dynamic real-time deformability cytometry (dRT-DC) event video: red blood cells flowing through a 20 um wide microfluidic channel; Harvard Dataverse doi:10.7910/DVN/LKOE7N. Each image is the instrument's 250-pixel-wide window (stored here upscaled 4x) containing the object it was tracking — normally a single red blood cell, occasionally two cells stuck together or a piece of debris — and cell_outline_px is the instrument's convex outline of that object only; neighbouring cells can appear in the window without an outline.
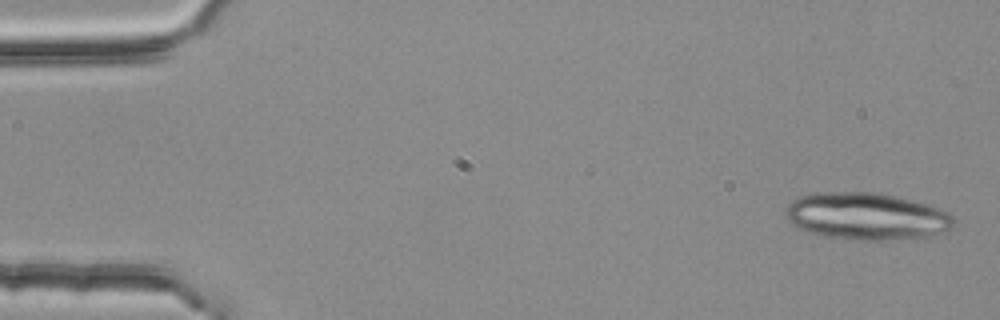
{"species": "common noctule bat (a hibernating species)", "species_latin": "Nyctalus noctula", "temperature_condition": "room temperature", "stored_images_in_passage": 3, "camera_frame_rate_fps": 3000, "um_per_image_px": 0.085, "animal": {"sex": "female", "body_mass_g": 25.1}, "frame": {"image": 1, "passage_image": 1, "time_ms": 0.0, "image_size_px": [1000, 320], "cell_outline_px": [[952, 228], [948, 232], [932, 236], [884, 240], [864, 240], [824, 236], [808, 232], [796, 228], [784, 216], [784, 212], [788, 204], [792, 200], [800, 196], [812, 192], [876, 192], [912, 200], [928, 204], [940, 208], [948, 212], [952, 216]], "centroid_in_image_um": [73.63, 18.38], "position_along_channel_um": 11.4, "area_um2": 46.53}}